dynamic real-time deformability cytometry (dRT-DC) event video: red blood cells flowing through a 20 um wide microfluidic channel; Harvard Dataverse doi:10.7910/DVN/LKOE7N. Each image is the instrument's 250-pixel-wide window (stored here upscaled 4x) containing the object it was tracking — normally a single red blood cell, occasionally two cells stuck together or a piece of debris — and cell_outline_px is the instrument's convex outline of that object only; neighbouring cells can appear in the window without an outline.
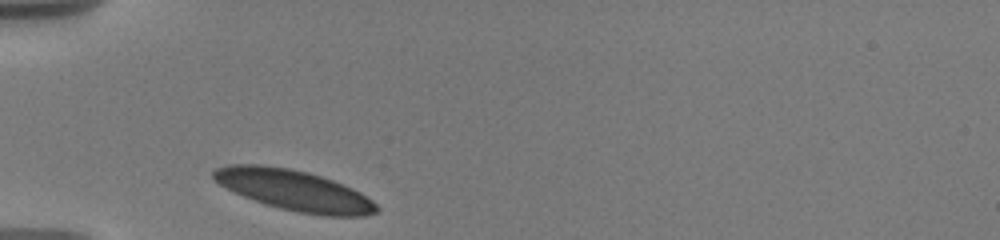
{"species": "human", "species_latin": "Homo sapiens", "temperature_condition": "warm", "stored_images_in_passage": 39, "camera_frame_rate_fps": 3000, "um_per_image_px": 0.085, "donor": {"sex": "male"}, "frame": {"image": 1, "passage_image": 1, "time_ms": 0.0, "image_size_px": [1000, 240], "cell_outline_px": [[380, 208], [376, 212], [364, 216], [324, 216], [300, 212], [280, 208], [244, 196], [220, 184], [212, 176], [212, 172], [216, 168], [228, 164], [264, 164], [288, 168], [308, 172], [344, 184], [360, 192], [372, 200]], "centroid_in_image_um": [25.03, 16.16], "position_along_channel_um": 60.0, "area_um2": 38.26}}
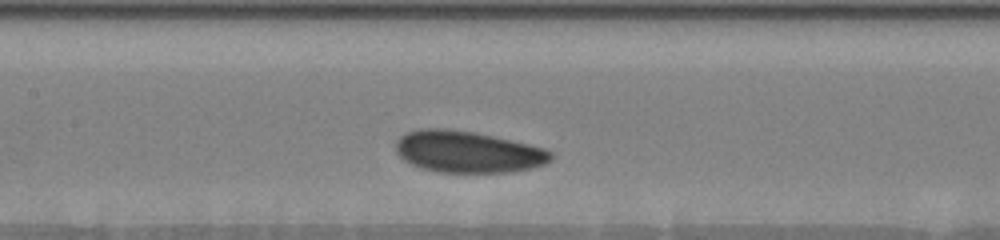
{"frame": {"image": 2, "passage_image": 10, "time_ms": 3.333, "image_size_px": [1000, 240], "cell_outline_px": [[552, 160], [544, 164], [532, 168], [512, 172], [440, 172], [420, 168], [404, 160], [396, 152], [396, 140], [400, 136], [408, 132], [420, 128], [444, 128], [472, 132], [492, 136], [528, 144], [544, 148], [552, 152]], "centroid_in_image_um": [39.75, 12.91], "position_along_channel_um": 167.7, "area_um2": 37.51}}
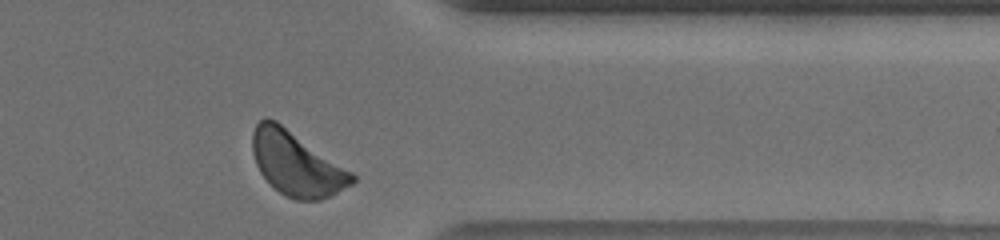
{"frame": {"image": 3, "passage_image": 38, "time_ms": 9.667, "image_size_px": [1000, 240], "cell_outline_px": [[356, 180], [352, 184], [320, 200], [296, 200], [280, 192], [260, 172], [256, 164], [252, 152], [252, 132], [256, 124], [264, 116], [268, 116], [276, 120], [352, 172], [356, 176]], "centroid_in_image_um": [25.17, 13.88], "position_along_channel_um": 386.2, "area_um2": 36.7}, "authors_computed_cell_mechanics": {"area_um2": 36.7608, "velocity_mm_per_s": 3.528, "shape_relaxation_time_tau1_ms": 2.3206, "shape_relaxation_time_tau2_ms": 3.7331, "deformation_change_tau1": 0.0766, "deformation_change_tau2": 0.0793}}